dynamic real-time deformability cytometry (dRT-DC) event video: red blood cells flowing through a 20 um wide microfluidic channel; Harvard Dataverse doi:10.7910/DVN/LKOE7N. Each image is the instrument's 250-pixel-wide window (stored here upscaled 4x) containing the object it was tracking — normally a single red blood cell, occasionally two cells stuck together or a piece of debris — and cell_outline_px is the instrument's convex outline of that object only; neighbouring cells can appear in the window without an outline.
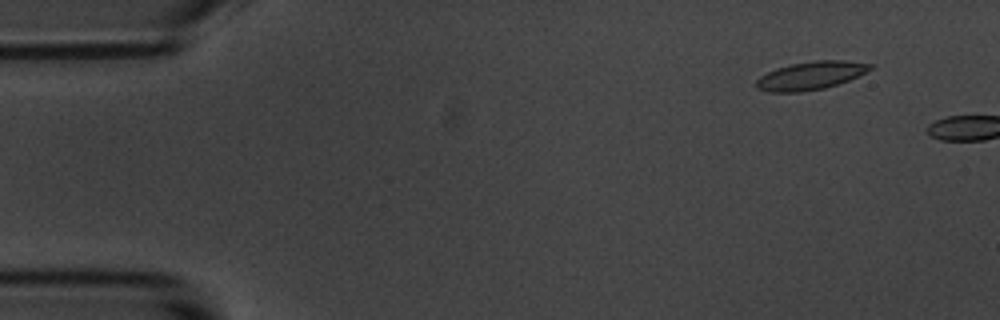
{"species": "common noctule bat (a hibernating species)", "species_latin": "Nyctalus noctula", "temperature_condition": "room temperature", "stored_images_in_passage": 3, "camera_frame_rate_fps": 3000, "um_per_image_px": 0.085, "animal": {"sex": "male", "body_mass_g": 20.1, "forearm_length_mm": 53.5}, "frame": {"image": 1, "passage_image": 1, "time_ms": 0.0, "image_size_px": [1000, 320], "cell_outline_px": [[876, 64], [872, 68], [848, 80], [824, 88], [800, 92], [768, 92], [756, 88], [756, 80], [760, 76], [776, 68], [792, 64], [816, 60], [844, 60]], "centroid_in_image_um": [68.89, 6.42], "position_along_channel_um": 16.1, "area_um2": 18.55}}